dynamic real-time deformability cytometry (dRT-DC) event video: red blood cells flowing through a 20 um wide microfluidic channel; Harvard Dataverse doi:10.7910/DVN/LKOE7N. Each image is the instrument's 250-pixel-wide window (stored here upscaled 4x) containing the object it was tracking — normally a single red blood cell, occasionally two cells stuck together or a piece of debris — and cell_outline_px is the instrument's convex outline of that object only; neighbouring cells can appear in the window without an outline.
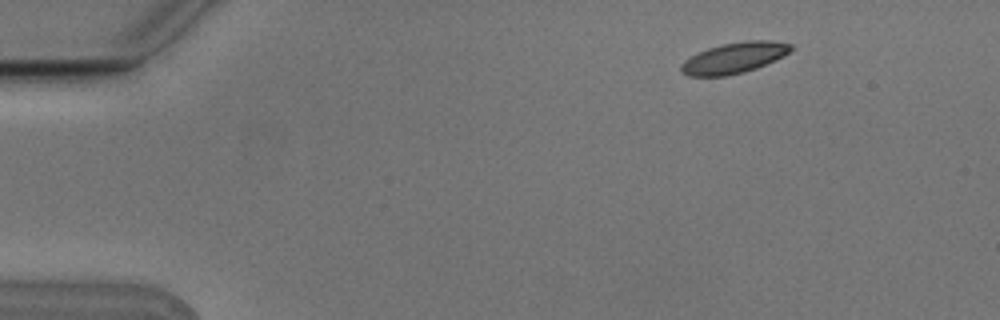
{"species": "Egyptian fruit bat (a non-hibernating species)", "species_latin": "Rousettus aegyptiacus", "temperature_condition": "cold", "stored_images_in_passage": 5, "camera_frame_rate_fps": 3000, "um_per_image_px": 0.085, "animal": {"sex": "male"}, "frame": {"image": 1, "passage_image": 2, "time_ms": 0.333, "image_size_px": [1000, 320], "cell_outline_px": [[796, 48], [784, 56], [756, 68], [744, 72], [724, 76], [688, 76], [680, 72], [680, 64], [684, 60], [708, 48], [720, 44], [748, 40], [772, 40], [792, 44]], "centroid_in_image_um": [62.43, 4.91], "position_along_channel_um": 22.6, "area_um2": 19.88}}